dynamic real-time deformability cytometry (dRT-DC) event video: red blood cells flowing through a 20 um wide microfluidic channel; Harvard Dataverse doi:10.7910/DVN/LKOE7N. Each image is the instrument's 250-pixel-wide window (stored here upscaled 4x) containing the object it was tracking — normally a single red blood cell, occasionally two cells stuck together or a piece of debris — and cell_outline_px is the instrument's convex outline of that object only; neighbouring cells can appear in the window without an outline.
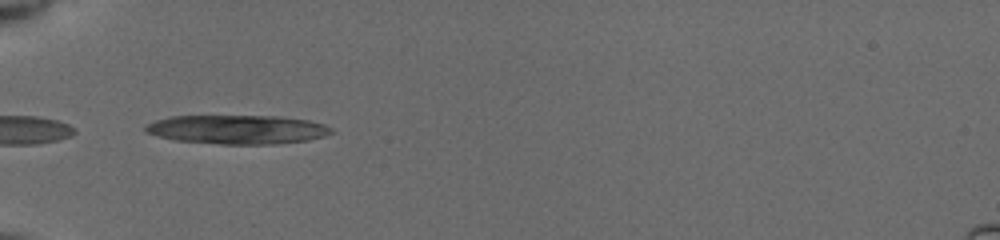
{"species": "common noctule bat (a hibernating species)", "species_latin": "Nyctalus noctula", "temperature_condition": "cold", "stored_images_in_passage": 9, "camera_frame_rate_fps": 3000, "um_per_image_px": 0.085, "animal": {"sex": "female", "body_mass_g": 19.5, "forearm_length_mm": 54.1}, "frame": {"image": 1, "passage_image": 2, "time_ms": 0.333, "image_size_px": [1000, 240], "cell_outline_px": [[336, 132], [324, 136], [308, 140], [276, 144], [220, 144], [172, 140], [144, 132], [144, 128], [148, 124], [156, 120], [168, 116], [276, 116], [308, 120], [324, 124], [332, 128]], "centroid_in_image_um": [20.18, 11.01], "position_along_channel_um": 64.8, "area_um2": 31.56}}